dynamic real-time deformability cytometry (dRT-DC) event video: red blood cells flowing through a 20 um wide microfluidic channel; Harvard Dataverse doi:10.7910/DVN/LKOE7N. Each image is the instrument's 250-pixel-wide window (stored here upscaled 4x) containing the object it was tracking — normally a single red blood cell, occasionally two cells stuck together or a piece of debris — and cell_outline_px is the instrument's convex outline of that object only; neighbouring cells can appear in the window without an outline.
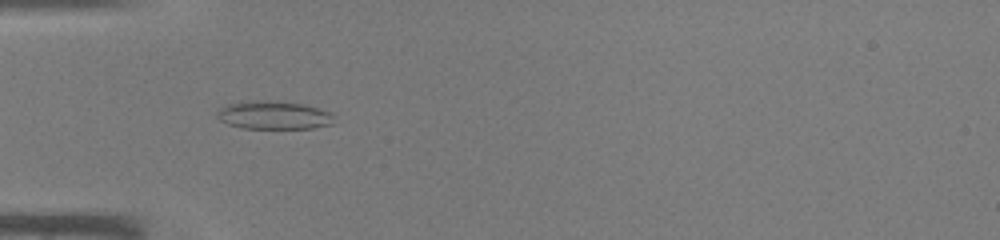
{"species": "common noctule bat (a hibernating species)", "species_latin": "Nyctalus noctula", "temperature_condition": "warm", "stored_images_in_passage": 31, "camera_frame_rate_fps": 3000, "um_per_image_px": 0.085, "animal": {"sex": "male", "body_mass_g": 19.0, "forearm_length_mm": 50.8}, "frame": {"image": 1, "passage_image": 1, "time_ms": 0.0, "image_size_px": [1000, 240], "cell_outline_px": [[332, 124], [312, 128], [240, 128], [228, 124], [220, 120], [216, 116], [216, 112], [220, 108], [228, 104], [304, 104], [332, 112]], "centroid_in_image_um": [23.3, 9.86], "position_along_channel_um": 61.7, "area_um2": 17.92}}
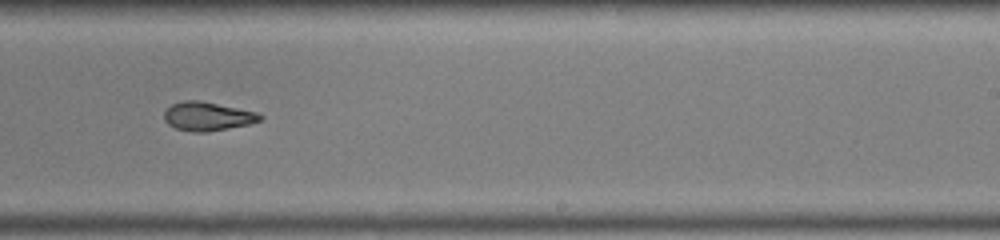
{"frame": {"image": 2, "passage_image": 15, "time_ms": 4.667, "image_size_px": [1000, 240], "cell_outline_px": [[264, 116], [260, 120], [248, 124], [208, 132], [192, 132], [176, 128], [168, 124], [164, 120], [164, 112], [172, 104], [184, 100], [200, 100], [256, 112]], "centroid_in_image_um": [17.61, 9.89], "position_along_channel_um": 271.4, "area_um2": 15.95}}
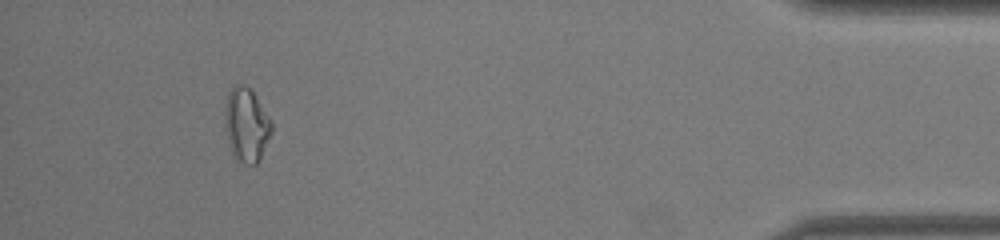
{"frame": {"image": 3, "passage_image": 28, "time_ms": 9.0, "image_size_px": [1000, 240], "cell_outline_px": [[272, 132], [260, 160], [256, 164], [244, 164], [236, 160], [232, 152], [228, 140], [224, 120], [224, 108], [228, 92], [236, 84], [244, 84], [252, 92], [272, 120]], "centroid_in_image_um": [20.94, 10.63], "position_along_channel_um": 414.3, "area_um2": 20.17}}